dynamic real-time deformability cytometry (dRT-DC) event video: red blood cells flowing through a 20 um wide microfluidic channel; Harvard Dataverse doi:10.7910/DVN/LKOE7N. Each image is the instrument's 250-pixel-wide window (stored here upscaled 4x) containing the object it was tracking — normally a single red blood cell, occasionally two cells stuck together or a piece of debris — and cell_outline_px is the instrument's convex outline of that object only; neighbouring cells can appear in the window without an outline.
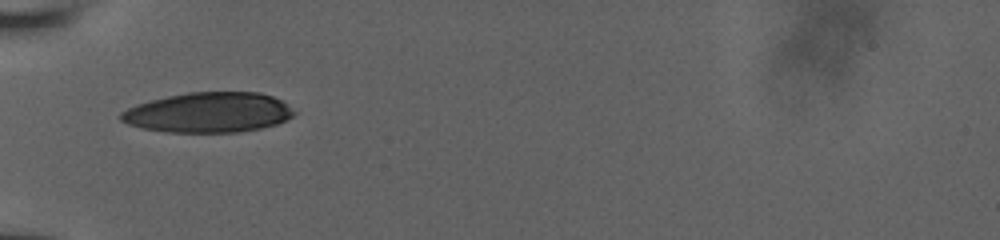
{"species": "human", "species_latin": "Homo sapiens", "temperature_condition": "room temperature", "stored_images_in_passage": 3, "camera_frame_rate_fps": 3000, "um_per_image_px": 0.085, "donor": {"sex": "male"}, "frame": {"image": 1, "passage_image": 1, "time_ms": 0.0, "image_size_px": [1000, 240], "cell_outline_px": [[296, 112], [292, 116], [276, 124], [260, 128], [236, 132], [164, 132], [140, 128], [128, 124], [120, 120], [120, 112], [136, 104], [168, 96], [188, 92], [260, 92], [272, 96], [280, 100]], "centroid_in_image_um": [17.68, 9.56], "position_along_channel_um": 67.3, "area_um2": 40.34}}